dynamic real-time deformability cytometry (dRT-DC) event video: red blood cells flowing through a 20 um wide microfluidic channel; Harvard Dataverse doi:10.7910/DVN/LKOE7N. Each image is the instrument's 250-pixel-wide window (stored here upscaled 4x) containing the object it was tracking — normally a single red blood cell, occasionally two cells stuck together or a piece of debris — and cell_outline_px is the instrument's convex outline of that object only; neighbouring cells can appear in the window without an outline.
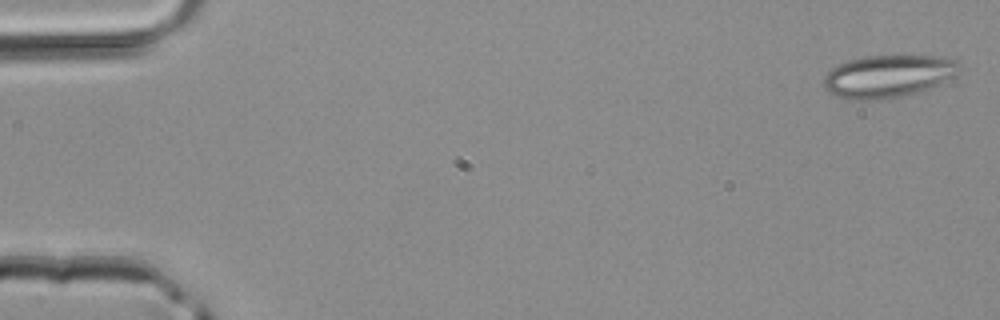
{"species": "common noctule bat (a hibernating species)", "species_latin": "Nyctalus noctula", "temperature_condition": "room temperature", "stored_images_in_passage": 4, "camera_frame_rate_fps": 3000, "um_per_image_px": 0.085, "animal": {"sex": "male", "body_mass_g": 20.4}, "frame": {"image": 1, "passage_image": 1, "time_ms": 0.0, "image_size_px": [1000, 320], "cell_outline_px": [[960, 64], [956, 72], [952, 76], [940, 84], [916, 92], [900, 96], [868, 100], [856, 100], [836, 96], [828, 92], [824, 88], [824, 76], [832, 68], [848, 60], [864, 56], [956, 56], [960, 60]], "centroid_in_image_um": [75.51, 6.45], "position_along_channel_um": 9.5, "area_um2": 33.52}}